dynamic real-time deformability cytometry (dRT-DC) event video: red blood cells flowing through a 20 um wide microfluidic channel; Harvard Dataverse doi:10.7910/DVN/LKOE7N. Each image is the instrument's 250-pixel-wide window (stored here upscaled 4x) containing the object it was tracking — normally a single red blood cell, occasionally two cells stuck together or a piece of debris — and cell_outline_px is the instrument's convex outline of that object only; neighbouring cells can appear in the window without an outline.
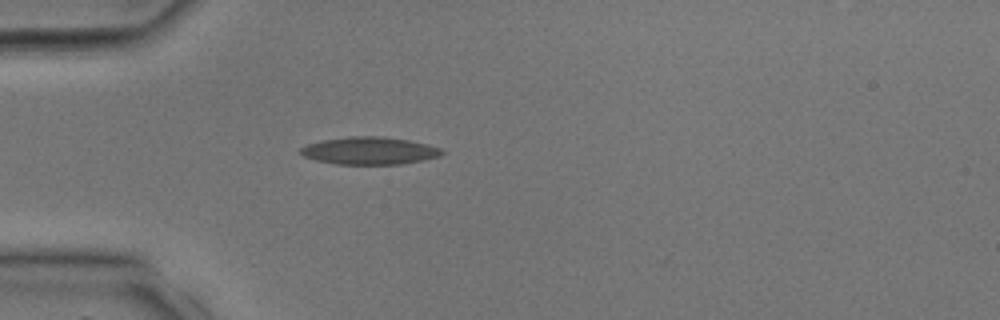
{"species": "common noctule bat (a hibernating species)", "species_latin": "Nyctalus noctula", "temperature_condition": "room temperature", "stored_images_in_passage": 2, "camera_frame_rate_fps": 3000, "um_per_image_px": 0.085, "animal": {"sex": "male", "body_mass_g": 17.9, "forearm_length_mm": 54.2}, "frame": {"image": 1, "passage_image": 1, "time_ms": 0.0, "image_size_px": [1000, 320], "cell_outline_px": [[444, 152], [440, 156], [424, 160], [400, 164], [336, 164], [316, 160], [304, 156], [300, 152], [300, 148], [308, 144], [324, 140], [348, 136], [380, 136], [408, 140], [428, 144], [440, 148]], "centroid_in_image_um": [31.42, 12.81], "position_along_channel_um": 53.6, "area_um2": 22.54}}